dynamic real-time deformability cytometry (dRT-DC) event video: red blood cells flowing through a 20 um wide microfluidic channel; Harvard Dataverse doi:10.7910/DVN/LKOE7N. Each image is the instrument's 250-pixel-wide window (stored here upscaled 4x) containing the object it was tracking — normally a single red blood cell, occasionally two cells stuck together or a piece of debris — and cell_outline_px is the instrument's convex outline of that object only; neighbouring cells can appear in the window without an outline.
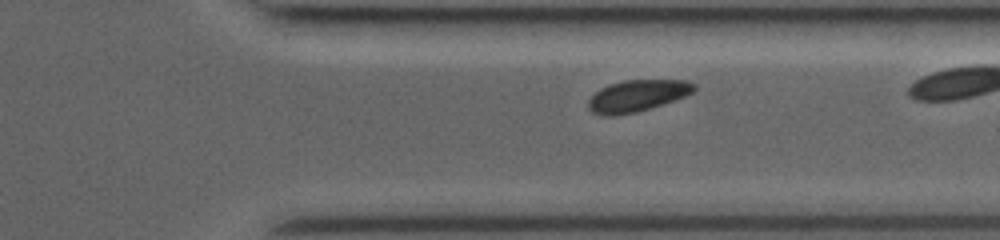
{"species": "common noctule bat (a hibernating species)", "species_latin": "Nyctalus noctula", "temperature_condition": "room temperature", "stored_images_in_passage": 31, "camera_frame_rate_fps": 3500, "um_per_image_px": 0.085, "animal": {"sex": "female", "body_mass_g": 19.0, "forearm_length_mm": 53.3}, "frame": {"image": 1, "passage_image": 27, "time_ms": 7.429, "image_size_px": [1000, 240], "cell_outline_px": [[696, 88], [692, 92], [684, 96], [636, 112], [616, 116], [600, 116], [592, 112], [588, 108], [588, 100], [600, 88], [624, 80], [684, 80], [696, 84]], "centroid_in_image_um": [54.12, 8.15], "position_along_channel_um": 357.3, "area_um2": 19.25}}